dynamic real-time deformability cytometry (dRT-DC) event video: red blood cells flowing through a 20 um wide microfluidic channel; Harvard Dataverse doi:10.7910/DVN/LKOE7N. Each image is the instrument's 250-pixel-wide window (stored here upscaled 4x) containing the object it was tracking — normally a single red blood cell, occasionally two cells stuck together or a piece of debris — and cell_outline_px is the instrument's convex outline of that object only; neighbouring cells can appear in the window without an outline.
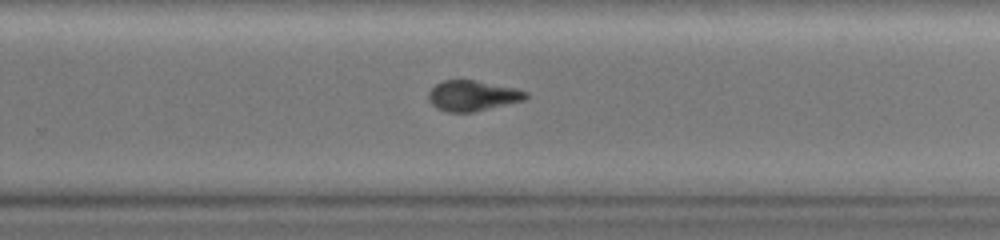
{"species": "common noctule bat (a hibernating species)", "species_latin": "Nyctalus noctula", "temperature_condition": "warm", "stored_images_in_passage": 58, "camera_frame_rate_fps": 3000, "um_per_image_px": 0.085, "animal": {"sex": "female", "body_mass_g": 19.0, "forearm_length_mm": 51.5}, "frame": {"image": 1, "passage_image": 42, "time_ms": 13.667, "image_size_px": [1000, 240], "cell_outline_px": [[528, 96], [524, 100], [472, 112], [448, 112], [436, 108], [428, 100], [428, 92], [436, 84], [444, 80], [476, 80], [516, 88], [528, 92]], "centroid_in_image_um": [40.15, 8.13], "position_along_channel_um": 289.6, "area_um2": 17.22}}
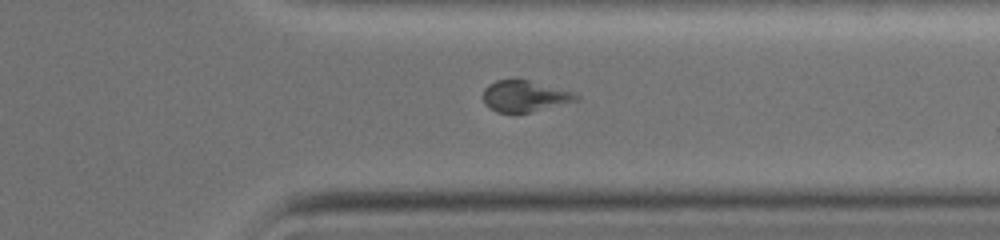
{"frame": {"image": 2, "passage_image": 49, "time_ms": 16.0, "image_size_px": [1000, 240], "cell_outline_px": [[580, 100], [516, 116], [496, 112], [488, 108], [484, 104], [484, 88], [488, 84], [496, 80], [512, 76], [516, 76], [576, 92], [580, 96]], "centroid_in_image_um": [44.59, 8.17], "position_along_channel_um": 366.8, "area_um2": 18.26}}
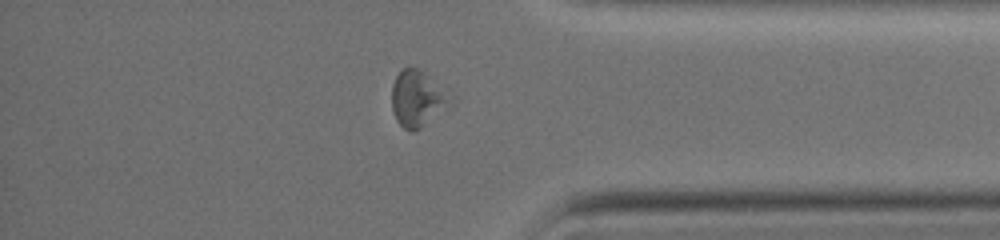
{"frame": {"image": 3, "passage_image": 53, "time_ms": 17.333, "image_size_px": [1000, 240], "cell_outline_px": [[456, 104], [420, 128], [412, 132], [404, 128], [396, 120], [392, 108], [392, 84], [396, 76], [408, 64], [424, 72], [456, 96]], "centroid_in_image_um": [35.59, 8.38], "position_along_channel_um": 399.6, "area_um2": 20.0}, "authors_computed_cell_mechanics": {"area_um2": 18.2937, "velocity_mm_per_s": 2.8897, "shape_relaxation_time_tau1_ms": 10.7503, "shape_relaxation_time_tau2_ms": 3.9705, "deformation_change_tau1": 0.2884, "deformation_change_tau2": 0.0975}}